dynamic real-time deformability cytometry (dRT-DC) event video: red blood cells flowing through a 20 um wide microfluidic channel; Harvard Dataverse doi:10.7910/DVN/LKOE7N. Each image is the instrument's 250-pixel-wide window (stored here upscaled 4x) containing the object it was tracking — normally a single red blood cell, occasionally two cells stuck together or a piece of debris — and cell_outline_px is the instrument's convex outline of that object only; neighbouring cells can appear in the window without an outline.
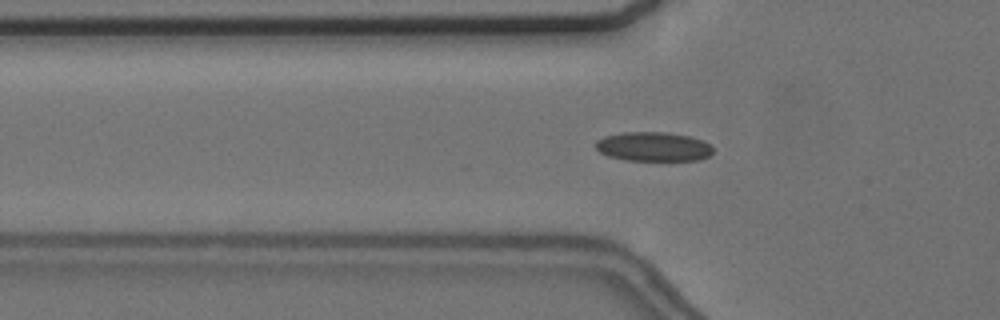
{"species": "common noctule bat (a hibernating species)", "species_latin": "Nyctalus noctula", "temperature_condition": "cold", "stored_images_in_passage": 44, "camera_frame_rate_fps": 3000, "um_per_image_px": 0.085, "animal": {"sex": "female", "body_mass_g": 24.6, "forearm_length_mm": 56.2}, "frame": {"image": 1, "passage_image": 7, "time_ms": 2.0, "image_size_px": [1000, 320], "cell_outline_px": [[712, 152], [708, 156], [700, 160], [624, 160], [608, 156], [600, 152], [596, 148], [596, 140], [604, 136], [624, 132], [664, 132], [688, 136], [700, 140], [708, 144], [712, 148]], "centroid_in_image_um": [55.49, 12.47], "position_along_channel_um": 70.3, "area_um2": 19.83}}
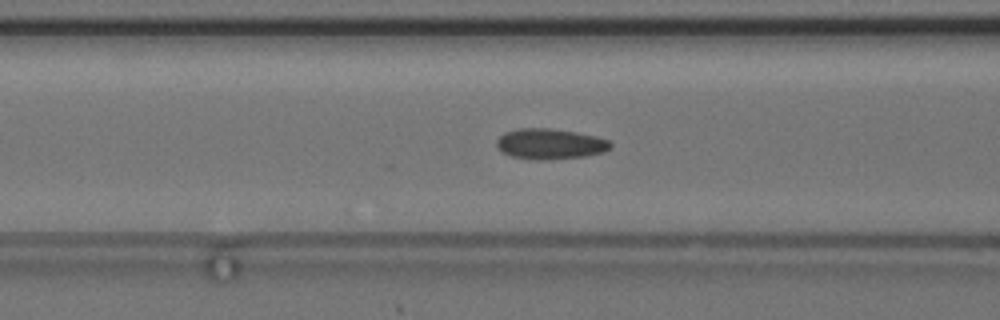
{"frame": {"image": 2, "passage_image": 11, "time_ms": 3.333, "image_size_px": [1000, 320], "cell_outline_px": [[612, 144], [604, 152], [584, 156], [512, 156], [504, 152], [496, 144], [496, 140], [504, 132], [516, 128], [548, 128], [576, 132], [596, 136], [608, 140]], "centroid_in_image_um": [46.77, 12.15], "position_along_channel_um": 119.8, "area_um2": 18.96}}
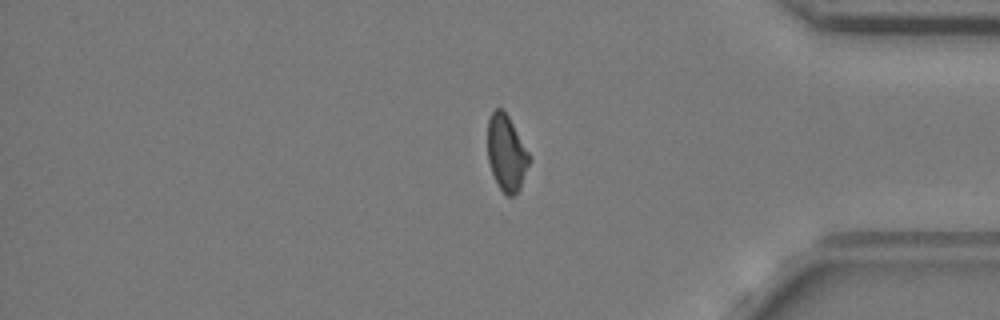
{"frame": {"image": 3, "passage_image": 35, "time_ms": 11.333, "image_size_px": [1000, 320], "cell_outline_px": [[528, 164], [520, 188], [512, 196], [508, 196], [500, 188], [492, 172], [488, 160], [488, 120], [492, 112], [496, 108], [504, 108], [528, 152]], "centroid_in_image_um": [43.02, 12.96], "position_along_channel_um": 392.2, "area_um2": 17.92}, "authors_computed_cell_mechanics": {"area_um2": 19.1607, "velocity_mm_per_s": 3.6831, "shape_relaxation_time_tau1_ms": null, "shape_relaxation_time_tau2_ms": 2.18, "deformation_change_tau1": null, "deformation_change_tau2": 0.0808}}